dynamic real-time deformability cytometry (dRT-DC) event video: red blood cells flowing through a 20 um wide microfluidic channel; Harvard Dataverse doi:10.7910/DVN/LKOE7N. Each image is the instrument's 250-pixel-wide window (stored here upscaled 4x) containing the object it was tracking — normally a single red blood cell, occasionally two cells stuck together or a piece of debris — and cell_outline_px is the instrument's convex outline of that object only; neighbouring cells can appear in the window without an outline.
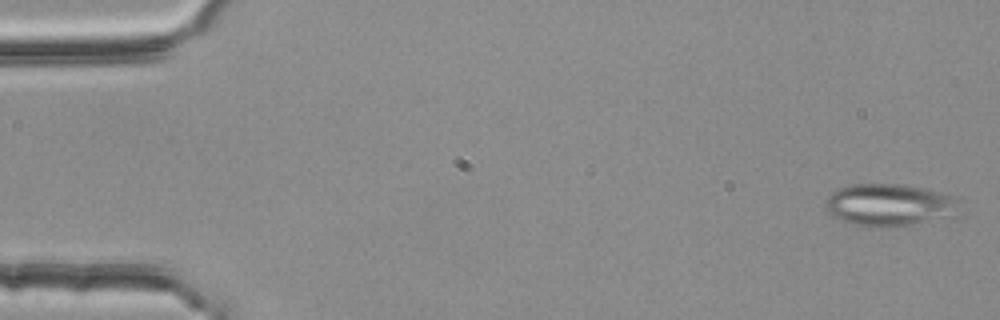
{"species": "common noctule bat (a hibernating species)", "species_latin": "Nyctalus noctula", "temperature_condition": "room temperature", "stored_images_in_passage": 55, "segment_of_instrument_passage": [1, 2], "camera_frame_rate_fps": 3000, "um_per_image_px": 0.085, "animal": {"sex": "female", "body_mass_g": 25.1}, "frame": {"image": 1, "passage_image": 2, "time_ms": 0.333, "image_size_px": [1000, 320], "cell_outline_px": [[948, 208], [924, 220], [912, 224], [884, 228], [872, 228], [848, 224], [832, 216], [828, 212], [824, 204], [828, 196], [832, 192], [848, 184], [904, 184], [936, 192], [948, 196]], "centroid_in_image_um": [75.15, 17.41], "position_along_channel_um": 9.8, "area_um2": 30.81}}
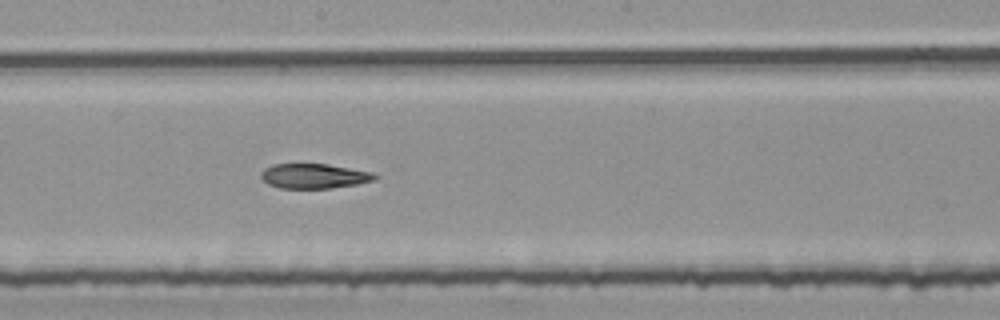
{"frame": {"image": 2, "passage_image": 30, "time_ms": 9.667, "image_size_px": [1000, 320], "cell_outline_px": [[380, 176], [372, 180], [356, 184], [332, 188], [280, 188], [268, 184], [260, 176], [260, 172], [264, 168], [272, 164], [328, 164], [372, 172]], "centroid_in_image_um": [26.67, 14.96], "position_along_channel_um": 221.5, "area_um2": 16.42}}
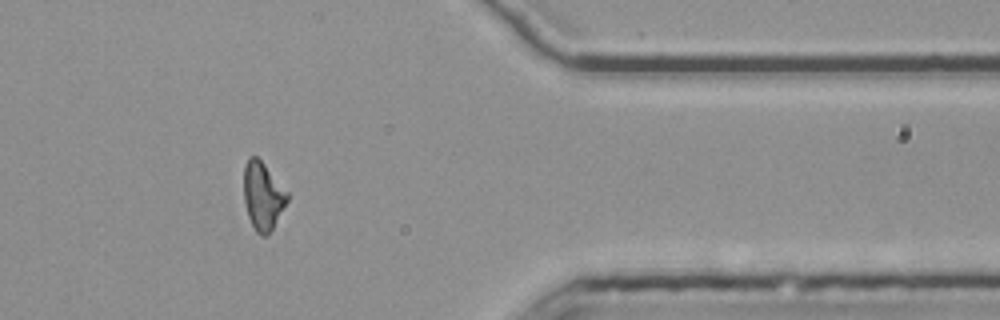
{"frame": {"image": 3, "passage_image": 45, "time_ms": 14.667, "image_size_px": [1000, 320], "cell_outline_px": [[288, 200], [268, 236], [260, 236], [256, 232], [248, 216], [244, 200], [244, 164], [248, 156], [256, 156], [264, 164], [288, 192]], "centroid_in_image_um": [22.33, 16.66], "position_along_channel_um": 389.1, "area_um2": 17.11}}